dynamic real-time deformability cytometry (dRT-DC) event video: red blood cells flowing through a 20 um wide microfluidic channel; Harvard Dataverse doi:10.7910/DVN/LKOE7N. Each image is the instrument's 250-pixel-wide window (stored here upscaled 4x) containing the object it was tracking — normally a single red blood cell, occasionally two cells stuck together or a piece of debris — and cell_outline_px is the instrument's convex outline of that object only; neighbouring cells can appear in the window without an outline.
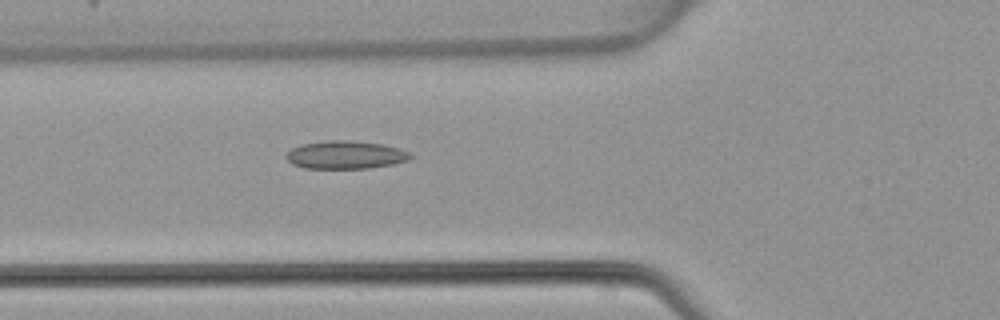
{"species": "common noctule bat (a hibernating species)", "species_latin": "Nyctalus noctula", "temperature_condition": "warm", "stored_images_in_passage": 33, "camera_frame_rate_fps": 3000, "um_per_image_px": 0.085, "animal": {"sex": "female", "body_mass_g": 22.7, "forearm_length_mm": 54.2}, "frame": {"image": 1, "passage_image": 7, "time_ms": 2.0, "image_size_px": [1000, 320], "cell_outline_px": [[412, 156], [408, 160], [392, 164], [368, 168], [304, 168], [292, 164], [284, 156], [292, 148], [300, 144], [328, 140], [348, 140], [380, 144], [400, 148], [408, 152]], "centroid_in_image_um": [29.33, 13.16], "position_along_channel_um": 96.5, "area_um2": 20.17}}
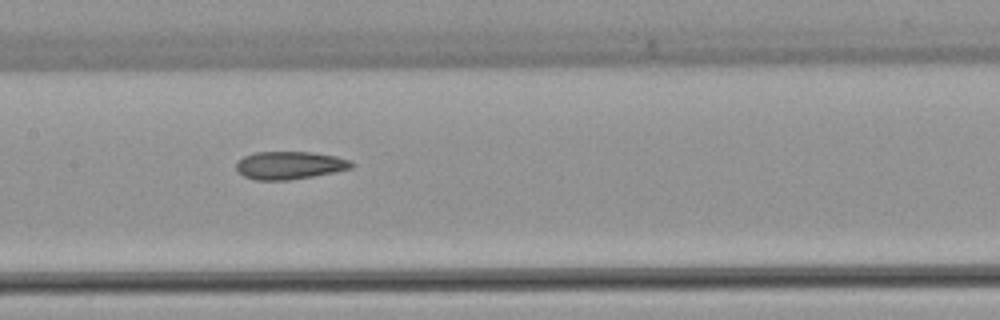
{"frame": {"image": 2, "passage_image": 13, "time_ms": 4.0, "image_size_px": [1000, 320], "cell_outline_px": [[356, 164], [352, 168], [336, 172], [288, 180], [256, 180], [244, 176], [236, 168], [236, 164], [244, 156], [256, 152], [312, 152], [336, 156], [352, 160]], "centroid_in_image_um": [24.68, 14.04], "position_along_channel_um": 182.7, "area_um2": 18.73}}
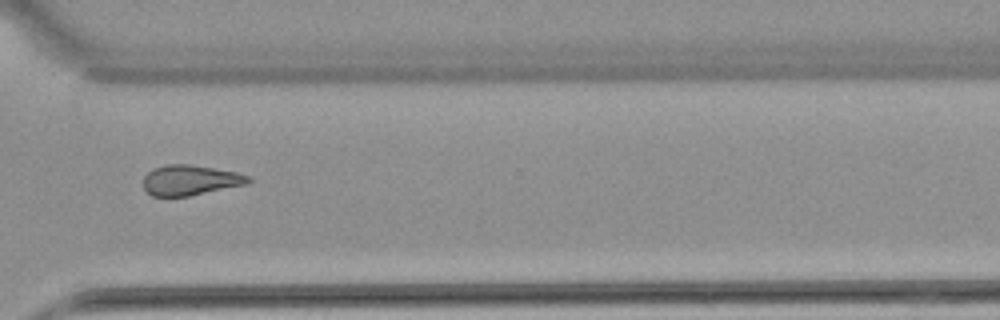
{"frame": {"image": 3, "passage_image": 25, "time_ms": 8.0, "image_size_px": [1000, 320], "cell_outline_px": [[252, 180], [248, 184], [188, 196], [152, 196], [144, 188], [144, 176], [152, 168], [168, 164], [188, 164], [236, 172], [248, 176]], "centroid_in_image_um": [16.16, 15.31], "position_along_channel_um": 354.4, "area_um2": 18.38}}